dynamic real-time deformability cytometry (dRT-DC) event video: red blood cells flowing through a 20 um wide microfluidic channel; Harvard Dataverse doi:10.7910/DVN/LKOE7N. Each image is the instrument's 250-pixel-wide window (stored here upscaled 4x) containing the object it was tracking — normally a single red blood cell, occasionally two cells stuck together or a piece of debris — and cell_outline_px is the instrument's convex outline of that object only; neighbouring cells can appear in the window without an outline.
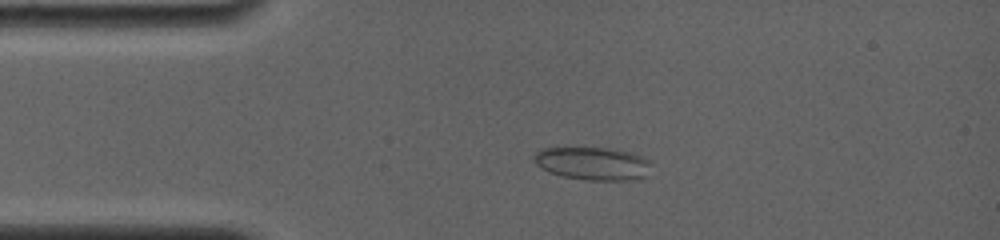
{"species": "common noctule bat (a hibernating species)", "species_latin": "Nyctalus noctula", "temperature_condition": "room temperature", "stored_images_in_passage": 23, "camera_frame_rate_fps": 4000, "um_per_image_px": 0.085, "animal": {"sex": "female", "body_mass_g": 19.0, "forearm_length_mm": 56.7}, "frame": {"image": 1, "passage_image": 9, "time_ms": 3.25, "image_size_px": [1000, 240], "cell_outline_px": [[652, 164], [648, 176], [632, 180], [584, 180], [564, 176], [548, 172], [536, 164], [532, 160], [532, 156], [536, 152], [544, 148], [608, 148], [632, 152], [644, 156], [652, 160]], "centroid_in_image_um": [50.45, 13.9], "position_along_channel_um": 34.6, "area_um2": 22.95}}
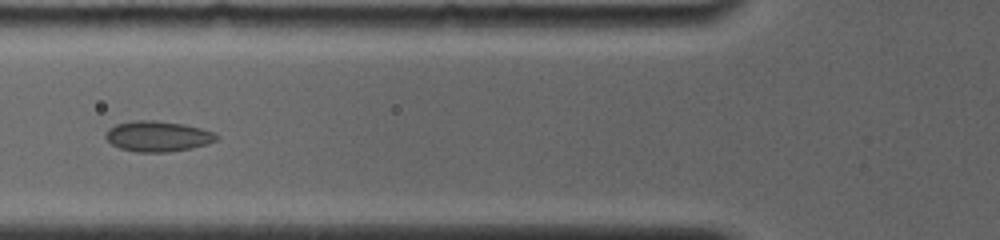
{"frame": {"image": 2, "passage_image": 16, "time_ms": 6.0, "image_size_px": [1000, 240], "cell_outline_px": [[220, 136], [216, 140], [204, 144], [188, 148], [168, 152], [136, 152], [120, 148], [112, 144], [104, 136], [108, 128], [116, 124], [132, 120], [156, 120], [184, 124], [200, 128], [212, 132]], "centroid_in_image_um": [13.36, 11.57], "position_along_channel_um": 112.4, "area_um2": 19.59}}
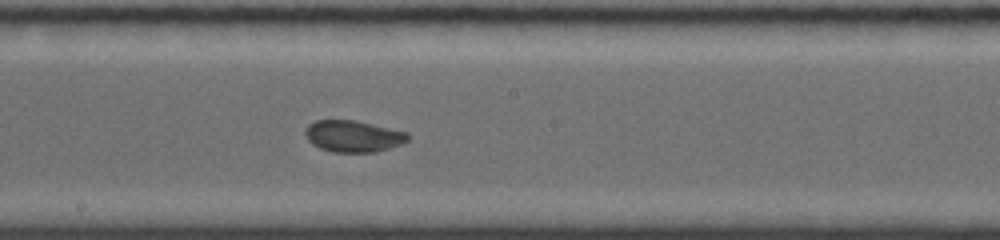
{"frame": {"image": 3, "passage_image": 23, "time_ms": 8.75, "image_size_px": [1000, 240], "cell_outline_px": [[408, 140], [400, 144], [376, 152], [332, 152], [320, 148], [312, 144], [308, 140], [304, 132], [304, 128], [308, 124], [316, 120], [356, 120], [408, 132]], "centroid_in_image_um": [29.99, 11.57], "position_along_channel_um": 218.2, "area_um2": 18.96}}